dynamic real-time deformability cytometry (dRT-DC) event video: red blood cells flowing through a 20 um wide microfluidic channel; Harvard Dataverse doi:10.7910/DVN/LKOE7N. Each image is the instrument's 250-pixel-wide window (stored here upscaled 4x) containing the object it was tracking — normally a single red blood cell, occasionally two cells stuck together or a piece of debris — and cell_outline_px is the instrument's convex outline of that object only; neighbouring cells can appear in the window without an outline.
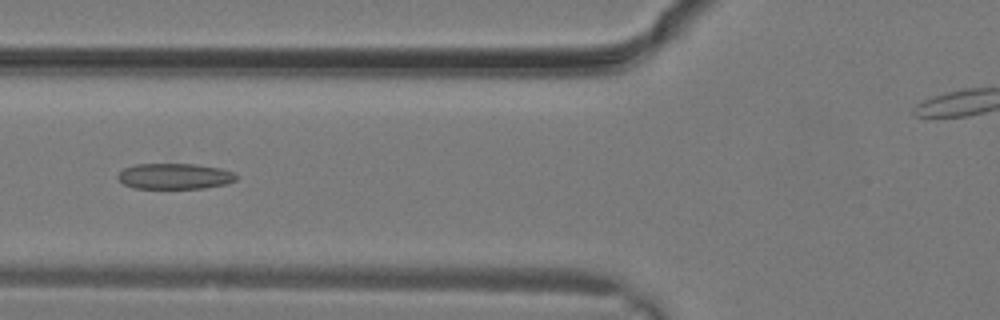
{"species": "common noctule bat (a hibernating species)", "species_latin": "Nyctalus noctula", "temperature_condition": "warm", "stored_images_in_passage": 12, "camera_frame_rate_fps": 3000, "um_per_image_px": 0.085, "animal": {"sex": "male", "body_mass_g": 19.2, "forearm_length_mm": 51.8}, "frame": {"image": 1, "passage_image": 9, "time_ms": 2.667, "image_size_px": [1000, 320], "cell_outline_px": [[236, 180], [224, 184], [204, 188], [132, 188], [124, 184], [116, 176], [124, 168], [136, 164], [196, 164], [220, 168], [232, 172], [236, 176]], "centroid_in_image_um": [14.82, 14.98], "position_along_channel_um": 111.0, "area_um2": 17.63}}
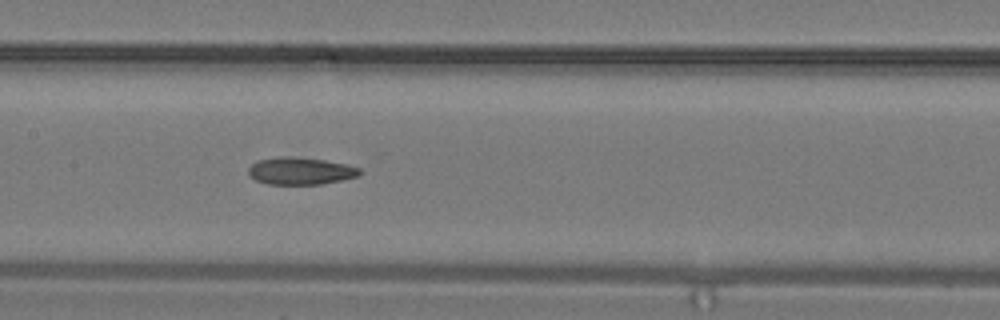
{"frame": {"image": 2, "passage_image": 12, "time_ms": 3.667, "image_size_px": [1000, 320], "cell_outline_px": [[360, 176], [344, 180], [320, 184], [268, 184], [256, 180], [248, 172], [248, 168], [252, 164], [260, 160], [288, 156], [324, 160], [348, 164], [360, 168]], "centroid_in_image_um": [25.6, 14.54], "position_along_channel_um": 181.8, "area_um2": 17.51}}